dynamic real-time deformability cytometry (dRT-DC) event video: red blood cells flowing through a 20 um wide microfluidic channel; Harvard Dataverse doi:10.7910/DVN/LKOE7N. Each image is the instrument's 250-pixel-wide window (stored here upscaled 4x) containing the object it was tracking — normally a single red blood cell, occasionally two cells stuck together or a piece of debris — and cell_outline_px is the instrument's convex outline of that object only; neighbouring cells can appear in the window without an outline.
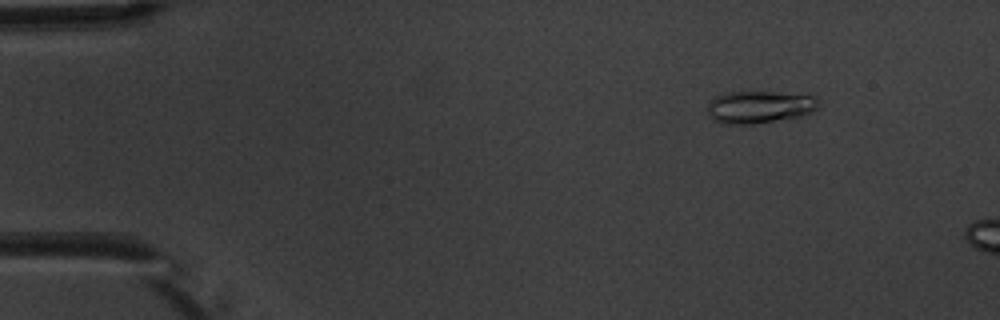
{"species": "common noctule bat (a hibernating species)", "species_latin": "Nyctalus noctula", "temperature_condition": "warm", "stored_images_in_passage": 4, "camera_frame_rate_fps": 3000, "um_per_image_px": 0.085, "animal": {"sex": "male", "body_mass_g": 20.1, "forearm_length_mm": 53.5}, "frame": {"image": 1, "passage_image": 2, "time_ms": 1.0, "image_size_px": [1000, 320], "cell_outline_px": [[820, 104], [816, 108], [800, 116], [752, 124], [724, 124], [712, 120], [708, 116], [708, 104], [716, 96], [728, 92], [772, 92], [816, 96], [820, 100]], "centroid_in_image_um": [64.53, 9.09], "position_along_channel_um": 20.5, "area_um2": 20.81}}